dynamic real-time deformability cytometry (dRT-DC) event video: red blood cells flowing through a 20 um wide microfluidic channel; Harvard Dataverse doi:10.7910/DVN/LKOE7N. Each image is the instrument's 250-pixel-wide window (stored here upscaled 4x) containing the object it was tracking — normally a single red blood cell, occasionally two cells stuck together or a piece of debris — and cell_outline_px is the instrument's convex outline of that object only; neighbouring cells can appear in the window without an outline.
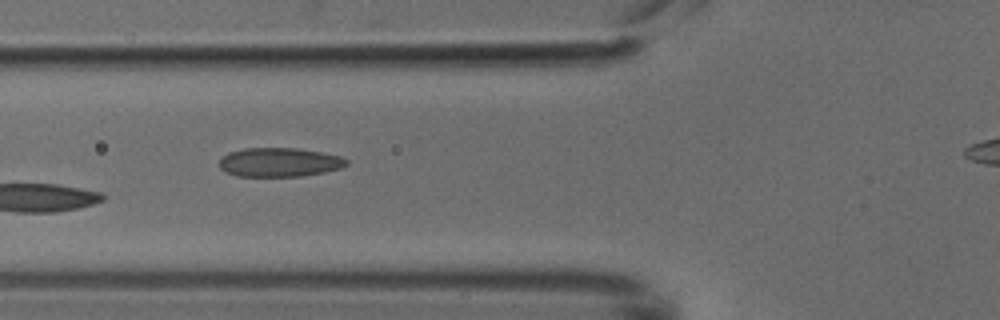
{"species": "common noctule bat (a hibernating species)", "species_latin": "Nyctalus noctula", "temperature_condition": "cold", "stored_images_in_passage": 6, "camera_frame_rate_fps": 3000, "um_per_image_px": 0.085, "animal": {"sex": "male", "body_mass_g": 18.8}, "frame": {"image": 1, "passage_image": 3, "time_ms": 0.667, "image_size_px": [1000, 320], "cell_outline_px": [[348, 164], [340, 168], [324, 172], [300, 176], [236, 176], [224, 172], [220, 168], [220, 160], [228, 152], [244, 148], [296, 148], [324, 152], [340, 156], [348, 160]], "centroid_in_image_um": [23.74, 13.79], "position_along_channel_um": 102.1, "area_um2": 21.56}}
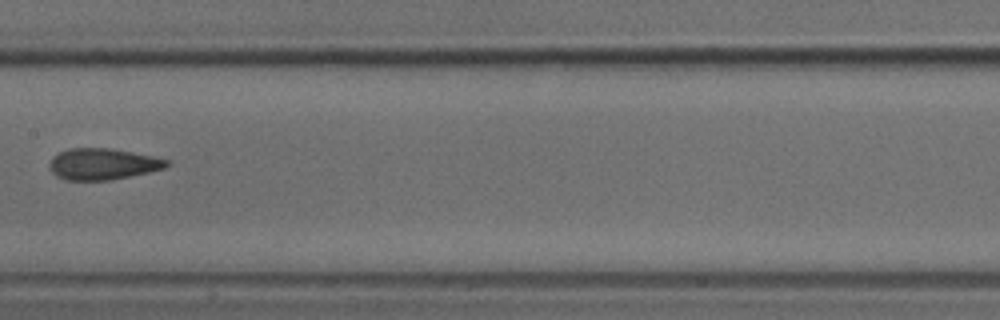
{"frame": {"image": 2, "passage_image": 5, "time_ms": 1.333, "image_size_px": [1000, 320], "cell_outline_px": [[168, 164], [164, 168], [148, 172], [112, 180], [68, 180], [56, 176], [48, 168], [48, 164], [52, 156], [68, 148], [108, 148], [152, 156], [168, 160]], "centroid_in_image_um": [8.67, 13.94], "position_along_channel_um": 198.7, "area_um2": 21.27}}
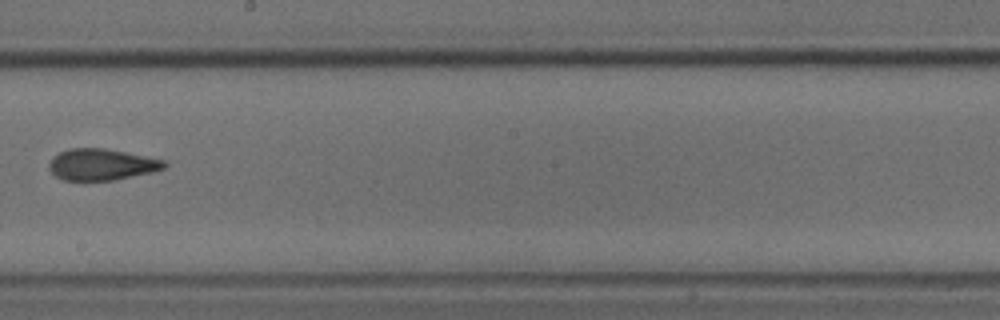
{"frame": {"image": 3, "passage_image": 6, "time_ms": 1.667, "image_size_px": [1000, 320], "cell_outline_px": [[168, 164], [164, 168], [152, 172], [112, 180], [64, 180], [56, 176], [48, 168], [48, 164], [52, 156], [60, 152], [72, 148], [104, 148], [168, 160]], "centroid_in_image_um": [8.65, 13.97], "position_along_channel_um": 239.6, "area_um2": 21.1}}